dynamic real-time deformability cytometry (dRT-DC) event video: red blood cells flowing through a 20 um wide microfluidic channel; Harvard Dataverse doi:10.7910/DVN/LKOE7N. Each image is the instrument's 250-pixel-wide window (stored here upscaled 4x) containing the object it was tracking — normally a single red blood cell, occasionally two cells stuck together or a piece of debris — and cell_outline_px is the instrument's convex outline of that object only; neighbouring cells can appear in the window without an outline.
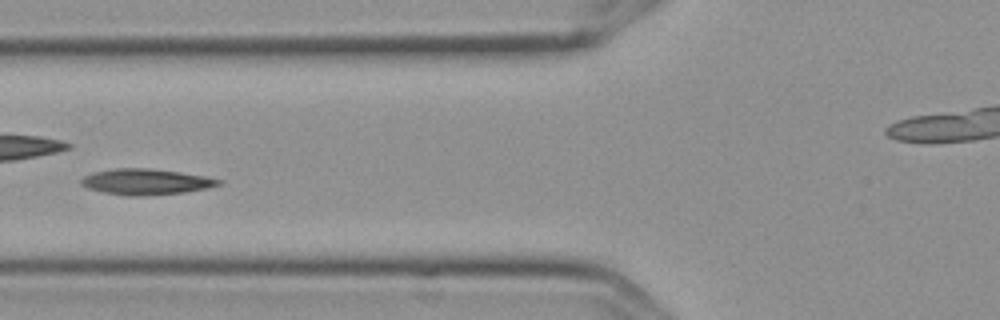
{"species": "Egyptian fruit bat (a non-hibernating species)", "species_latin": "Rousettus aegyptiacus", "temperature_condition": "cold", "stored_images_in_passage": 6, "camera_frame_rate_fps": 3000, "um_per_image_px": 0.085, "frame": {"image": 1, "passage_image": 4, "time_ms": 1.0, "image_size_px": [1000, 320], "cell_outline_px": [[224, 180], [220, 184], [208, 188], [184, 192], [144, 196], [128, 196], [104, 192], [88, 188], [80, 184], [80, 180], [84, 176], [92, 172], [116, 168], [148, 168], [180, 172], [204, 176]], "centroid_in_image_um": [12.39, 15.45], "position_along_channel_um": 113.4, "area_um2": 20.69}}
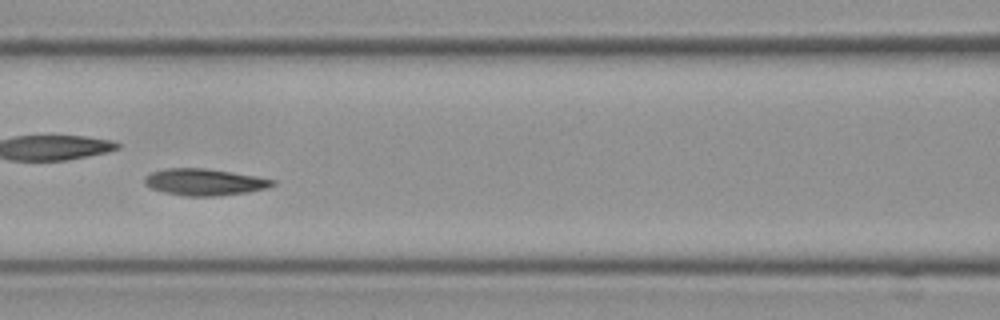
{"frame": {"image": 2, "passage_image": 5, "time_ms": 1.333, "image_size_px": [1000, 320], "cell_outline_px": [[276, 184], [268, 188], [248, 192], [220, 196], [184, 196], [164, 192], [152, 188], [144, 184], [144, 176], [152, 172], [168, 168], [204, 168], [232, 172], [256, 176], [276, 180]], "centroid_in_image_um": [17.4, 15.48], "position_along_channel_um": 149.2, "area_um2": 20.0}}
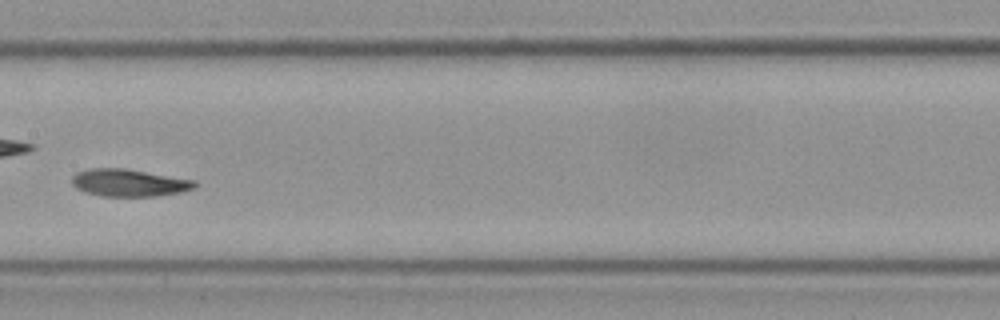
{"frame": {"image": 3, "passage_image": 6, "time_ms": 1.667, "image_size_px": [1000, 320], "cell_outline_px": [[196, 188], [180, 192], [156, 196], [100, 196], [84, 192], [76, 188], [72, 184], [72, 176], [76, 172], [88, 168], [124, 168], [196, 180]], "centroid_in_image_um": [10.94, 15.53], "position_along_channel_um": 196.5, "area_um2": 19.71}}